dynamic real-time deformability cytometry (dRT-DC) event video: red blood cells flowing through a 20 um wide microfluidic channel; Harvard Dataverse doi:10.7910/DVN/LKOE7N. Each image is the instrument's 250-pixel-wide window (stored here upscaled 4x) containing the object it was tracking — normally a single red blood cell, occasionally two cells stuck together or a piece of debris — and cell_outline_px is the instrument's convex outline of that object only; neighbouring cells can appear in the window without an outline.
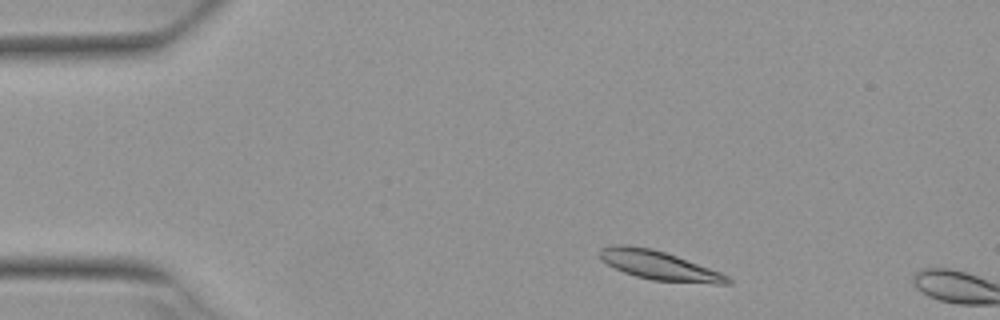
{"species": "Egyptian fruit bat (a non-hibernating species)", "species_latin": "Rousettus aegyptiacus", "temperature_condition": "warm", "stored_images_in_passage": 2, "camera_frame_rate_fps": 3000, "um_per_image_px": 0.085, "animal": {"sex": "female"}, "frame": {"image": 1, "passage_image": 1, "time_ms": 0.0, "image_size_px": [1000, 320], "cell_outline_px": [[732, 284], [716, 284], [652, 280], [636, 276], [624, 272], [600, 260], [600, 248], [612, 244], [620, 244], [652, 248], [676, 256], [720, 272], [728, 276], [732, 280]], "centroid_in_image_um": [56.01, 22.56], "position_along_channel_um": 29.0, "area_um2": 21.44}}